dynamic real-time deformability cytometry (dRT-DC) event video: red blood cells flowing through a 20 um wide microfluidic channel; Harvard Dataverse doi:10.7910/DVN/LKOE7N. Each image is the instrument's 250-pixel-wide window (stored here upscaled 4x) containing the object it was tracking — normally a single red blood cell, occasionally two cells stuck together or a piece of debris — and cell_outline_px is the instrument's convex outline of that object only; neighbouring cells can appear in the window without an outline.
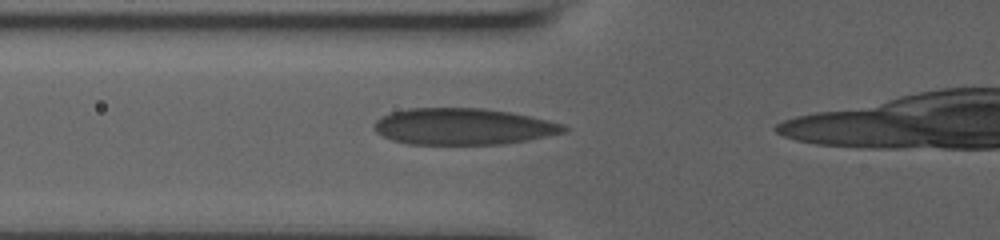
{"species": "human", "species_latin": "Homo sapiens", "temperature_condition": "room temperature", "stored_images_in_passage": 42, "camera_frame_rate_fps": 3000, "um_per_image_px": 0.085, "donor": {"sex": "male"}, "frame": {"image": 1, "passage_image": 15, "time_ms": 4.667, "image_size_px": [1000, 240], "cell_outline_px": [[568, 132], [528, 140], [504, 144], [408, 144], [392, 140], [376, 132], [376, 120], [380, 116], [392, 112], [408, 108], [484, 108], [508, 112], [548, 120], [564, 124], [568, 128]], "centroid_in_image_um": [39.4, 10.75], "position_along_channel_um": 86.4, "area_um2": 40.29}}
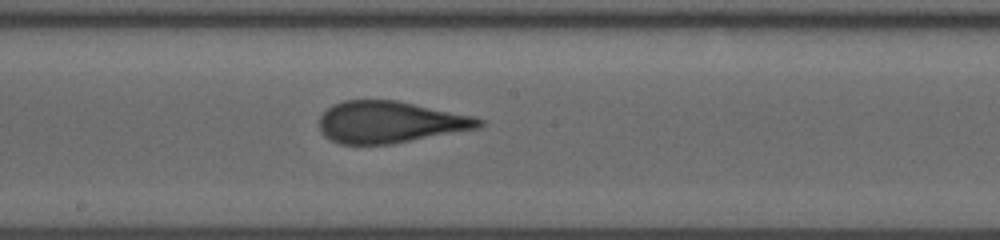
{"frame": {"image": 2, "passage_image": 25, "time_ms": 8.0, "image_size_px": [1000, 240], "cell_outline_px": [[484, 124], [480, 128], [392, 144], [340, 144], [324, 136], [320, 132], [320, 116], [332, 104], [344, 100], [396, 100], [476, 116], [484, 120]], "centroid_in_image_um": [33.18, 10.38], "position_along_channel_um": 215.0, "area_um2": 39.07}}
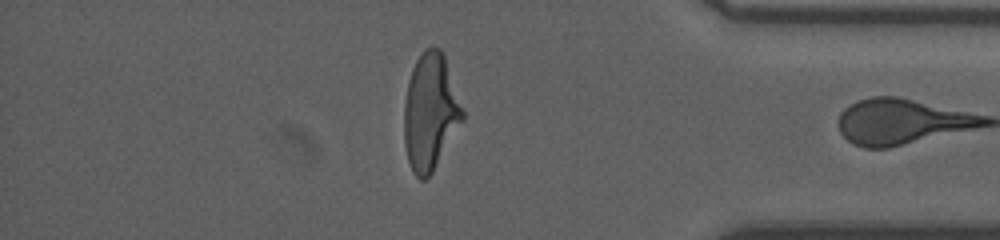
{"frame": {"image": 3, "passage_image": 41, "time_ms": 13.333, "image_size_px": [1000, 240], "cell_outline_px": [[464, 120], [432, 172], [424, 180], [420, 180], [412, 172], [408, 160], [404, 144], [404, 104], [408, 80], [412, 68], [416, 60], [424, 48], [432, 44], [440, 48], [444, 56], [464, 108]], "centroid_in_image_um": [36.58, 9.49], "position_along_channel_um": 398.6, "area_um2": 40.06}}